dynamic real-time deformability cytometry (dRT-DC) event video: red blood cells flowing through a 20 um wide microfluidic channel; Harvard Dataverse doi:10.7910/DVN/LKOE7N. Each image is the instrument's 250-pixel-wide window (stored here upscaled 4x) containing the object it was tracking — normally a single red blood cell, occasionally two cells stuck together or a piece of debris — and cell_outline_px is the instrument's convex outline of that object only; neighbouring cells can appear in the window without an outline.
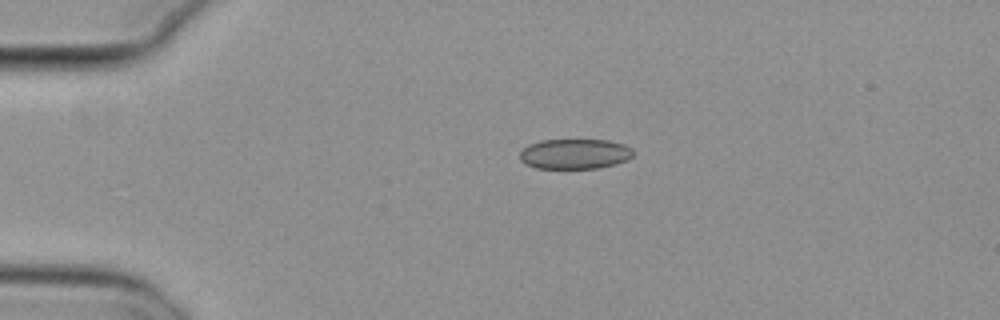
{"species": "common noctule bat (a hibernating species)", "species_latin": "Nyctalus noctula", "temperature_condition": "cold", "stored_images_in_passage": 43, "camera_frame_rate_fps": 3000, "um_per_image_px": 0.085, "animal": {"sex": "female", "body_mass_g": 29.2, "forearm_length_mm": 56.3}, "frame": {"image": 1, "passage_image": 1, "time_ms": 0.0, "image_size_px": [1000, 320], "cell_outline_px": [[636, 152], [628, 160], [616, 164], [600, 168], [536, 168], [524, 164], [520, 160], [520, 152], [528, 144], [540, 140], [608, 140], [624, 144], [632, 148]], "centroid_in_image_um": [48.88, 13.08], "position_along_channel_um": 36.1, "area_um2": 20.17}}
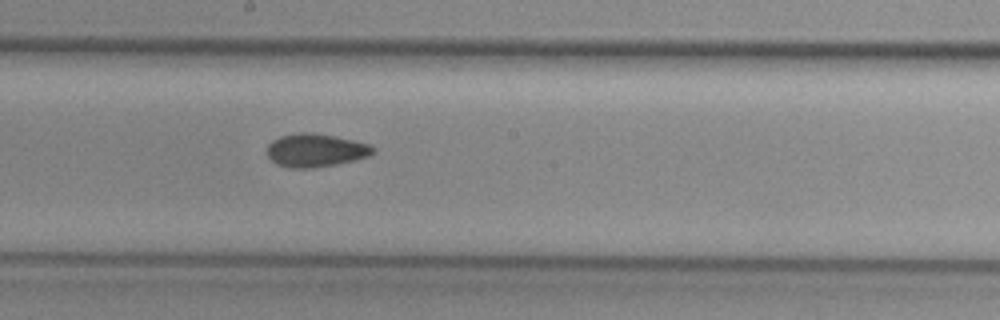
{"frame": {"image": 2, "passage_image": 19, "time_ms": 6.0, "image_size_px": [1000, 320], "cell_outline_px": [[376, 148], [368, 156], [356, 160], [336, 164], [312, 168], [288, 168], [276, 164], [268, 156], [268, 144], [272, 140], [280, 136], [300, 132], [312, 132], [336, 136], [368, 144]], "centroid_in_image_um": [26.8, 12.77], "position_along_channel_um": 221.4, "area_um2": 20.52}}
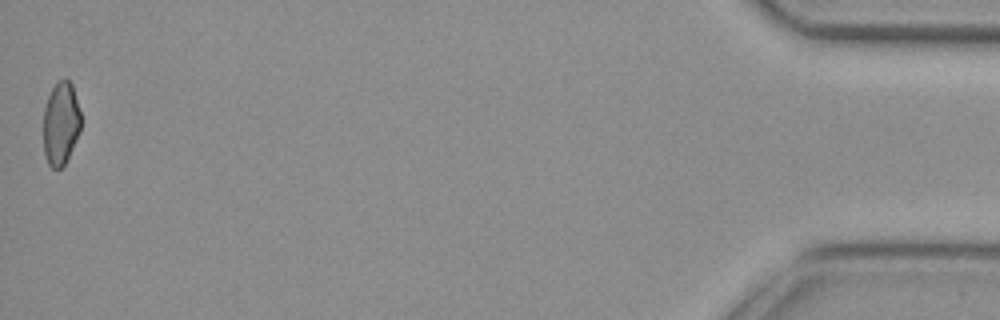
{"frame": {"image": 3, "passage_image": 43, "time_ms": 14.0, "image_size_px": [1000, 320], "cell_outline_px": [[80, 132], [64, 164], [60, 168], [52, 168], [48, 164], [44, 152], [44, 108], [48, 96], [52, 88], [60, 80], [68, 80], [72, 84], [80, 112]], "centroid_in_image_um": [5.16, 10.5], "position_along_channel_um": 430.0, "area_um2": 17.86}, "authors_computed_cell_mechanics": {"area_um2": 19.8832, "velocity_mm_per_s": 3.8151, "shape_relaxation_time_tau1_ms": null, "shape_relaxation_time_tau2_ms": 4.9726, "deformation_change_tau1": null, "deformation_change_tau2": 0.0953}}